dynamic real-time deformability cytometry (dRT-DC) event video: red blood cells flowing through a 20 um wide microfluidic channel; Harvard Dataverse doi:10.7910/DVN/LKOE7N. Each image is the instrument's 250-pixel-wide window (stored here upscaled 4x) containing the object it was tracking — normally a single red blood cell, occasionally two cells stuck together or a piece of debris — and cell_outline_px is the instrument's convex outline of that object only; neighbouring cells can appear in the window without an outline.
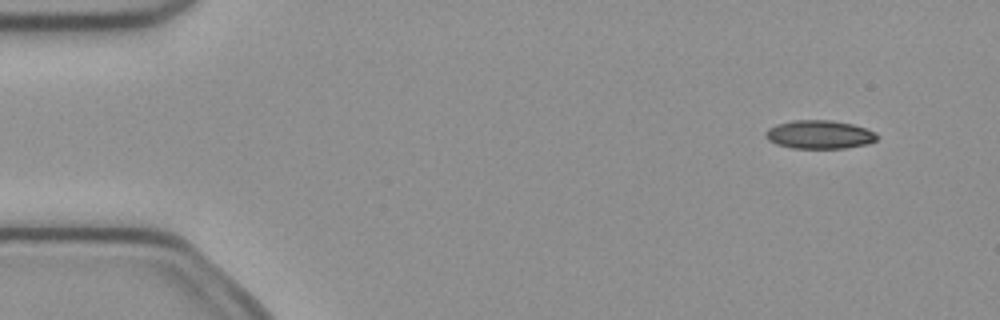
{"species": "common noctule bat (a hibernating species)", "species_latin": "Nyctalus noctula", "temperature_condition": "cold", "stored_images_in_passage": 4, "camera_frame_rate_fps": 3000, "um_per_image_px": 0.085, "animal": {"sex": "female", "body_mass_g": 21.9}, "frame": {"image": 1, "passage_image": 1, "time_ms": 0.0, "image_size_px": [1000, 320], "cell_outline_px": [[880, 136], [876, 140], [868, 144], [844, 148], [792, 148], [776, 144], [768, 140], [764, 136], [764, 132], [768, 128], [776, 124], [792, 120], [832, 120], [852, 124], [876, 132]], "centroid_in_image_um": [69.64, 11.43], "position_along_channel_um": 15.4, "area_um2": 18.67}}